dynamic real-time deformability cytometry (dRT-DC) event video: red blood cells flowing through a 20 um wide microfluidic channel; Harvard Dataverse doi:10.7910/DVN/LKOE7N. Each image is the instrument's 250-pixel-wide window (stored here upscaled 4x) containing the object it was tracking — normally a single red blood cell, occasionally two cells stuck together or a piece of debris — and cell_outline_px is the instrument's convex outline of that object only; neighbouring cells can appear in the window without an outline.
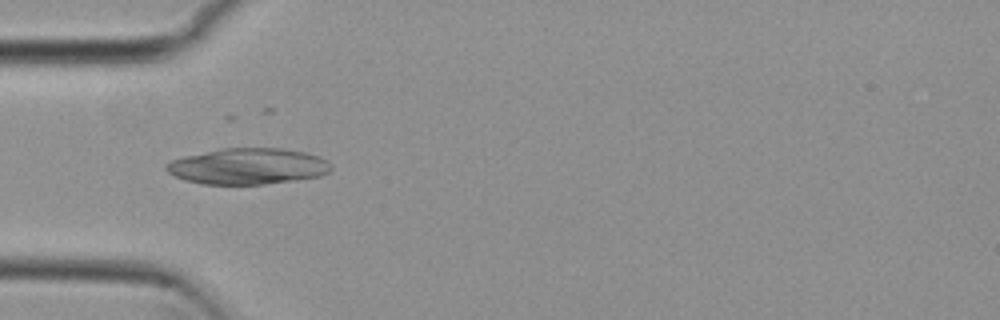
{"species": "common noctule bat (a hibernating species)", "species_latin": "Nyctalus noctula", "temperature_condition": "cold", "stored_images_in_passage": 54, "camera_frame_rate_fps": 3000, "um_per_image_px": 0.085, "animal": {"sex": "female", "body_mass_g": 29.2, "forearm_length_mm": 56.3}, "frame": {"image": 1, "passage_image": 16, "time_ms": 5.0, "image_size_px": [1000, 320], "cell_outline_px": [[332, 168], [328, 172], [320, 176], [264, 184], [200, 184], [184, 180], [168, 172], [164, 168], [164, 164], [172, 160], [184, 156], [220, 148], [284, 148], [304, 152], [320, 156], [328, 160], [332, 164]], "centroid_in_image_um": [21.07, 14.12], "position_along_channel_um": 63.9, "area_um2": 34.85}}
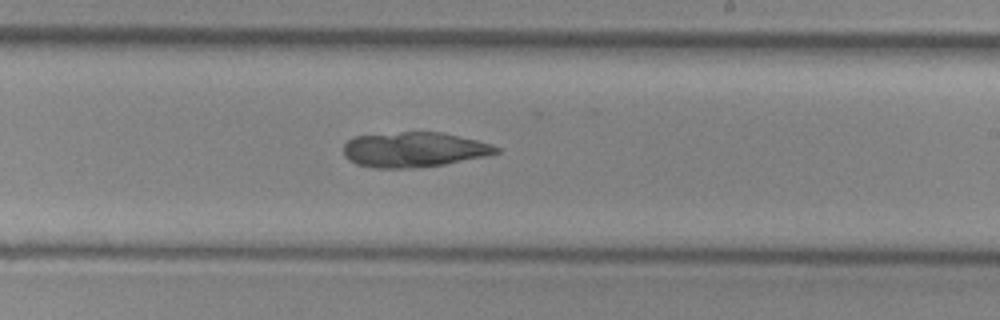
{"frame": {"image": 2, "passage_image": 31, "time_ms": 10.0, "image_size_px": [1000, 320], "cell_outline_px": [[500, 152], [484, 156], [444, 164], [416, 168], [372, 168], [356, 164], [348, 160], [344, 156], [344, 144], [352, 136], [400, 132], [444, 132], [492, 144], [500, 148]], "centroid_in_image_um": [35.15, 12.71], "position_along_channel_um": 253.8, "area_um2": 31.33}}
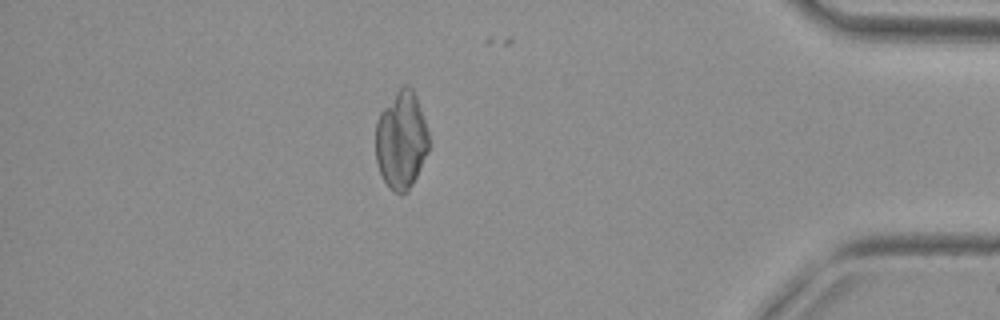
{"frame": {"image": 3, "passage_image": 46, "time_ms": 15.0, "image_size_px": [1000, 320], "cell_outline_px": [[432, 144], [408, 192], [392, 192], [388, 188], [380, 172], [376, 160], [376, 120], [380, 112], [400, 84], [408, 84], [412, 88], [416, 96]], "centroid_in_image_um": [34.11, 11.88], "position_along_channel_um": 401.1, "area_um2": 30.63}}